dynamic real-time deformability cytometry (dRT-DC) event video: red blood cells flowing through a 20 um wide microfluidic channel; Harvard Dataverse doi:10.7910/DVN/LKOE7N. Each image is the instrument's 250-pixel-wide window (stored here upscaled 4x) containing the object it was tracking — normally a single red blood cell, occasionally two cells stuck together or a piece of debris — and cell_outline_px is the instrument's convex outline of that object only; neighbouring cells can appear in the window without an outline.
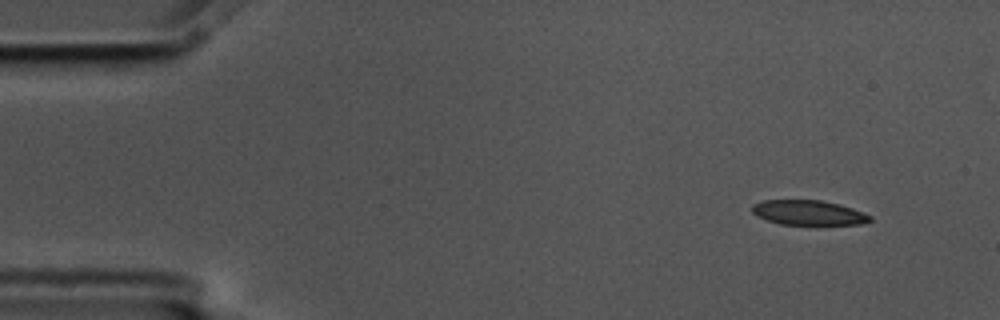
{"species": "common noctule bat (a hibernating species)", "species_latin": "Nyctalus noctula", "temperature_condition": "cold", "stored_images_in_passage": 5, "camera_frame_rate_fps": 3000, "um_per_image_px": 0.085, "animal": {"sex": "male", "body_mass_g": 17.5, "forearm_length_mm": 52.3}, "frame": {"image": 1, "passage_image": 1, "time_ms": 0.0, "image_size_px": [1000, 320], "cell_outline_px": [[872, 220], [860, 224], [780, 224], [756, 216], [752, 212], [752, 204], [764, 200], [820, 200], [840, 204], [852, 208], [872, 216]], "centroid_in_image_um": [68.71, 18.07], "position_along_channel_um": 16.3, "area_um2": 16.94}}
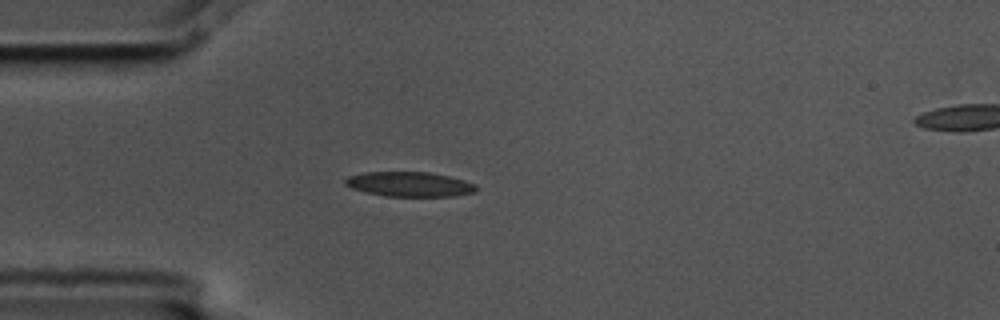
{"frame": {"image": 2, "passage_image": 3, "time_ms": 0.667, "image_size_px": [1000, 320], "cell_outline_px": [[476, 192], [456, 196], [384, 196], [352, 188], [344, 184], [344, 180], [348, 176], [364, 172], [428, 172], [448, 176], [464, 180], [476, 184]], "centroid_in_image_um": [34.82, 15.66], "position_along_channel_um": 50.2, "area_um2": 18.84}}